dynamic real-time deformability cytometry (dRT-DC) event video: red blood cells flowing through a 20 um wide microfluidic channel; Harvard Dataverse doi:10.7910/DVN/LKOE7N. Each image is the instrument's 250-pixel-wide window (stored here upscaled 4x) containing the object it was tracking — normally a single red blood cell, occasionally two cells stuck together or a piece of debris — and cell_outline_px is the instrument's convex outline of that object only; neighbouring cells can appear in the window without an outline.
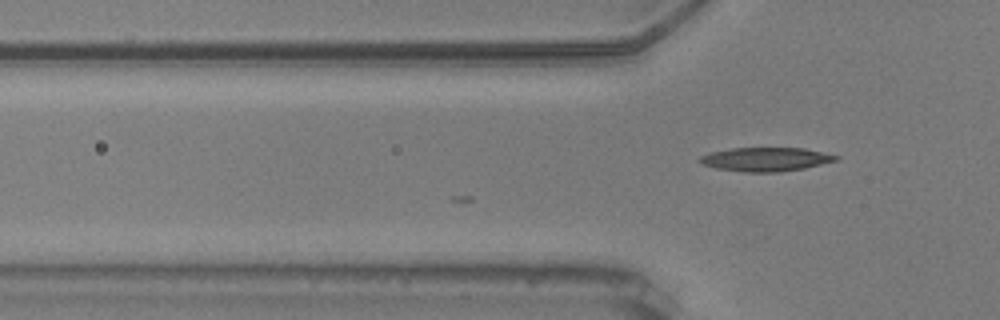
{"species": "common noctule bat (a hibernating species)", "species_latin": "Nyctalus noctula", "temperature_condition": "warm", "stored_images_in_passage": 2, "camera_frame_rate_fps": 3000, "um_per_image_px": 0.085, "animal": {"sex": "male", "body_mass_g": 20.5, "forearm_length_mm": 52.5}, "frame": {"image": 1, "passage_image": 2, "time_ms": 0.333, "image_size_px": [1000, 320], "cell_outline_px": [[840, 156], [836, 160], [804, 168], [776, 172], [744, 172], [716, 168], [700, 164], [696, 160], [700, 156], [708, 152], [728, 148], [804, 148]], "centroid_in_image_um": [64.99, 13.53], "position_along_channel_um": 60.8, "area_um2": 18.96}}